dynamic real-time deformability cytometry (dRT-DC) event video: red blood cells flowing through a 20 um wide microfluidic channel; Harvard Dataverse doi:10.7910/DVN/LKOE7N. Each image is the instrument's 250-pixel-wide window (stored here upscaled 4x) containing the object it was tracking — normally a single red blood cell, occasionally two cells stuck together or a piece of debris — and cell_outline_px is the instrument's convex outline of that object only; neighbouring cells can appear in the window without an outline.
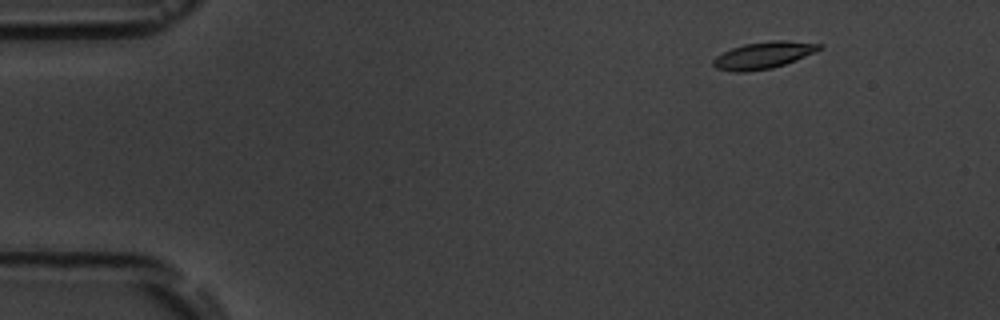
{"species": "common noctule bat (a hibernating species)", "species_latin": "Nyctalus noctula", "temperature_condition": "room temperature", "stored_images_in_passage": 5, "camera_frame_rate_fps": 3000, "um_per_image_px": 0.085, "animal": {"sex": "male", "body_mass_g": 19.5, "forearm_length_mm": 54.6}, "frame": {"image": 1, "passage_image": 1, "time_ms": 0.0, "image_size_px": [1000, 320], "cell_outline_px": [[824, 48], [816, 52], [796, 60], [772, 68], [744, 72], [736, 72], [716, 68], [712, 64], [712, 60], [716, 56], [732, 48], [744, 44], [772, 40], [784, 40], [824, 44]], "centroid_in_image_um": [64.93, 4.68], "position_along_channel_um": 20.1, "area_um2": 16.65}}
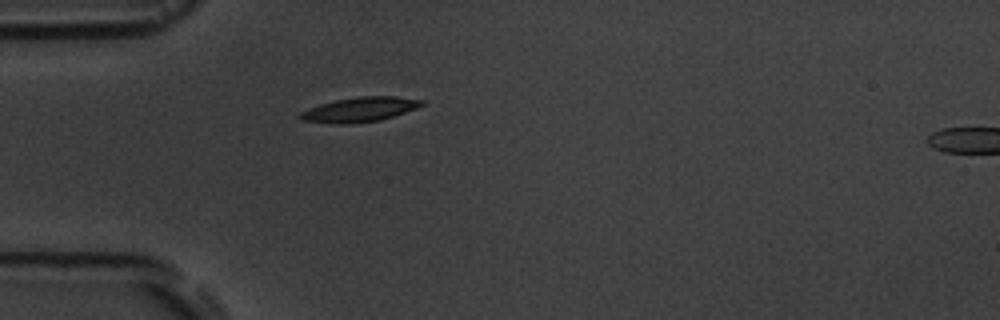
{"frame": {"image": 2, "passage_image": 4, "time_ms": 3.333, "image_size_px": [1000, 320], "cell_outline_px": [[424, 104], [416, 108], [380, 120], [352, 124], [332, 124], [300, 120], [296, 116], [300, 112], [320, 104], [336, 100], [356, 96], [396, 96], [424, 100]], "centroid_in_image_um": [30.53, 9.31], "position_along_channel_um": 54.5, "area_um2": 17.57}}